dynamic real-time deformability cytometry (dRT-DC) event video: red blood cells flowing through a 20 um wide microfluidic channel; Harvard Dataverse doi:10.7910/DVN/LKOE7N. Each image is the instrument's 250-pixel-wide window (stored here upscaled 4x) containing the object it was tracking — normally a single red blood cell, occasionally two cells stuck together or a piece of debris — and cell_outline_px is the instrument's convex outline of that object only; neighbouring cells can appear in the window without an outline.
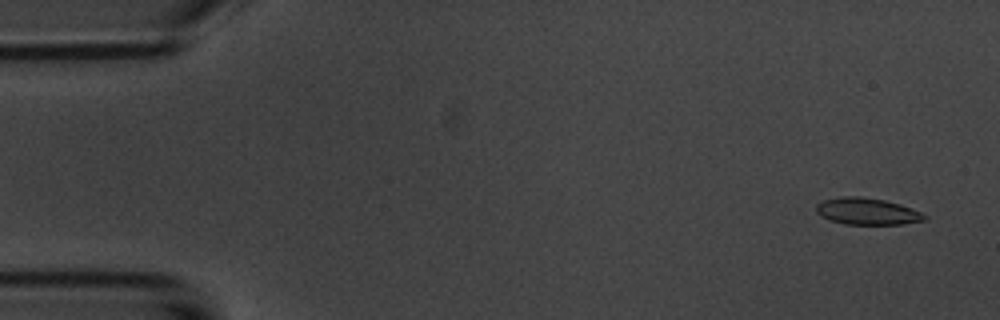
{"species": "common noctule bat (a hibernating species)", "species_latin": "Nyctalus noctula", "temperature_condition": "room temperature", "stored_images_in_passage": 54, "camera_frame_rate_fps": 3000, "um_per_image_px": 0.085, "animal": {"sex": "male", "body_mass_g": 20.1, "forearm_length_mm": 53.5}, "frame": {"image": 1, "passage_image": 3, "time_ms": 0.667, "image_size_px": [1000, 320], "cell_outline_px": [[928, 216], [924, 220], [904, 224], [844, 224], [828, 220], [820, 216], [816, 212], [816, 204], [824, 200], [840, 196], [860, 196], [884, 200], [900, 204], [912, 208]], "centroid_in_image_um": [73.68, 17.96], "position_along_channel_um": 11.3, "area_um2": 16.99}}
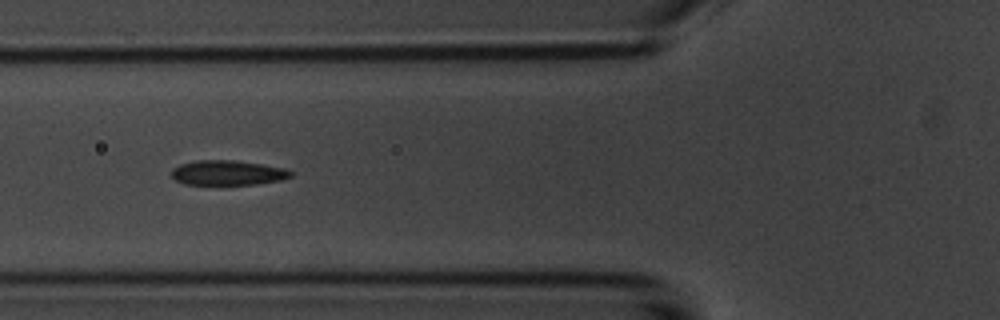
{"frame": {"image": 2, "passage_image": 20, "time_ms": 6.333, "image_size_px": [1000, 320], "cell_outline_px": [[292, 176], [280, 180], [256, 184], [184, 184], [176, 180], [172, 176], [172, 168], [180, 164], [196, 160], [236, 160], [288, 168], [292, 172]], "centroid_in_image_um": [19.37, 14.67], "position_along_channel_um": 106.4, "area_um2": 17.28}}
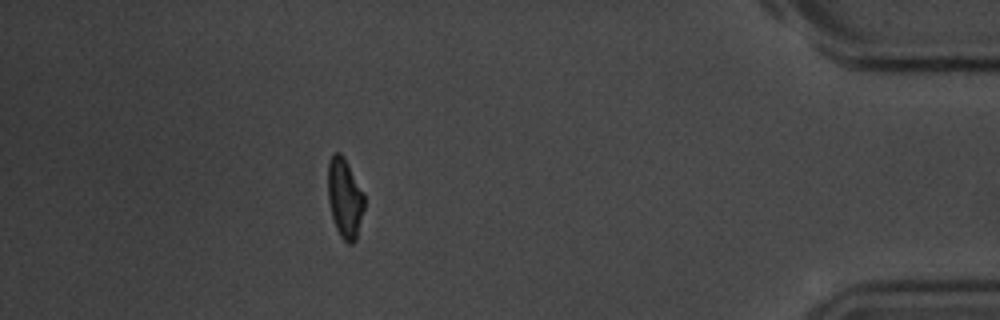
{"frame": {"image": 3, "passage_image": 48, "time_ms": 15.667, "image_size_px": [1000, 320], "cell_outline_px": [[364, 208], [356, 240], [352, 244], [348, 244], [340, 236], [336, 228], [332, 216], [328, 200], [328, 164], [332, 152], [340, 152], [344, 156], [364, 192]], "centroid_in_image_um": [29.31, 16.81], "position_along_channel_um": 405.9, "area_um2": 17.05}, "authors_computed_cell_mechanics": {"area_um2": 17.4267, "velocity_mm_per_s": 3.737, "shape_relaxation_time_tau1_ms": 2.3303, "shape_relaxation_time_tau2_ms": 3.7895, "deformation_change_tau1": 0.1054, "deformation_change_tau2": 0.0938}}